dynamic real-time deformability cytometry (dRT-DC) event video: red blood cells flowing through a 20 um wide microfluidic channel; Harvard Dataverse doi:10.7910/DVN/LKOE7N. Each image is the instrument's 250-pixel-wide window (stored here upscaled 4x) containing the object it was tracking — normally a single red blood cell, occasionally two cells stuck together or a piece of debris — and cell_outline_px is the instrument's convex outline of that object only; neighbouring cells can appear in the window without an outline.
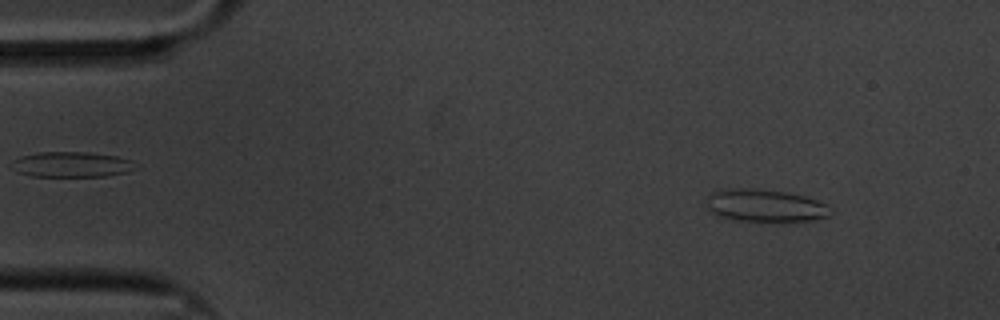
{"species": "common noctule bat (a hibernating species)", "species_latin": "Nyctalus noctula", "temperature_condition": "cold", "stored_images_in_passage": 59, "camera_frame_rate_fps": 3000, "um_per_image_px": 0.085, "animal": {"sex": "male", "body_mass_g": 20.1, "forearm_length_mm": 53.5}, "frame": {"image": 1, "passage_image": 6, "time_ms": 1.667, "image_size_px": [1000, 320], "cell_outline_px": [[832, 212], [828, 216], [804, 224], [732, 220], [716, 216], [708, 208], [708, 196], [716, 188], [752, 188], [784, 192], [804, 196], [816, 200], [832, 208]], "centroid_in_image_um": [65.07, 17.52], "position_along_channel_um": 19.9, "area_um2": 24.57}}
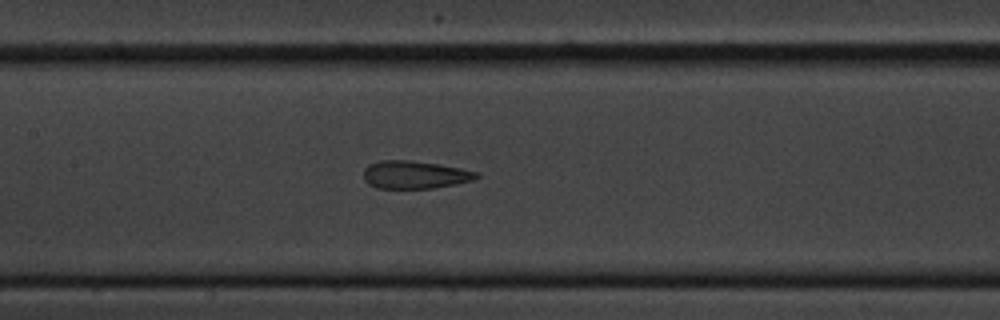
{"frame": {"image": 2, "passage_image": 27, "time_ms": 8.667, "image_size_px": [1000, 320], "cell_outline_px": [[480, 176], [476, 180], [436, 188], [376, 188], [368, 184], [364, 180], [364, 168], [368, 164], [380, 160], [408, 160], [440, 164], [480, 172]], "centroid_in_image_um": [35.29, 14.85], "position_along_channel_um": 172.1, "area_um2": 18.61}}
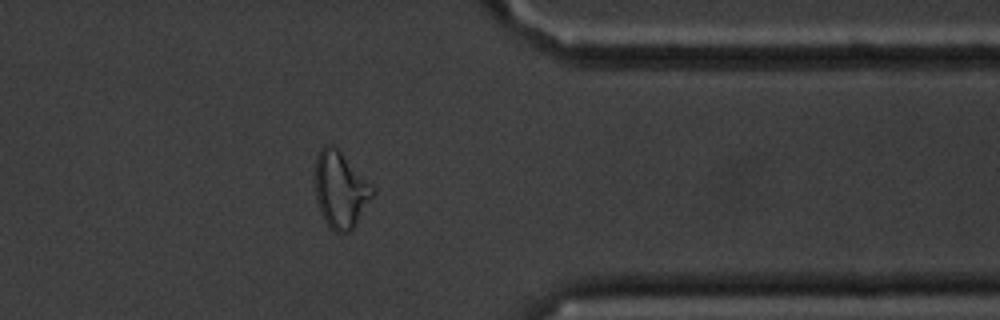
{"frame": {"image": 3, "passage_image": 47, "time_ms": 15.333, "image_size_px": [1000, 320], "cell_outline_px": [[376, 192], [356, 224], [348, 232], [336, 232], [324, 220], [320, 212], [316, 196], [316, 156], [320, 148], [324, 144], [332, 144], [376, 188]], "centroid_in_image_um": [28.96, 16.12], "position_along_channel_um": 382.4, "area_um2": 25.37}, "authors_computed_cell_mechanics": {"area_um2": 21.2704, "velocity_mm_per_s": 3.332, "shape_relaxation_time_tau1_ms": null, "shape_relaxation_time_tau2_ms": 1.5966, "deformation_change_tau1": null, "deformation_change_tau2": 0.0917}}